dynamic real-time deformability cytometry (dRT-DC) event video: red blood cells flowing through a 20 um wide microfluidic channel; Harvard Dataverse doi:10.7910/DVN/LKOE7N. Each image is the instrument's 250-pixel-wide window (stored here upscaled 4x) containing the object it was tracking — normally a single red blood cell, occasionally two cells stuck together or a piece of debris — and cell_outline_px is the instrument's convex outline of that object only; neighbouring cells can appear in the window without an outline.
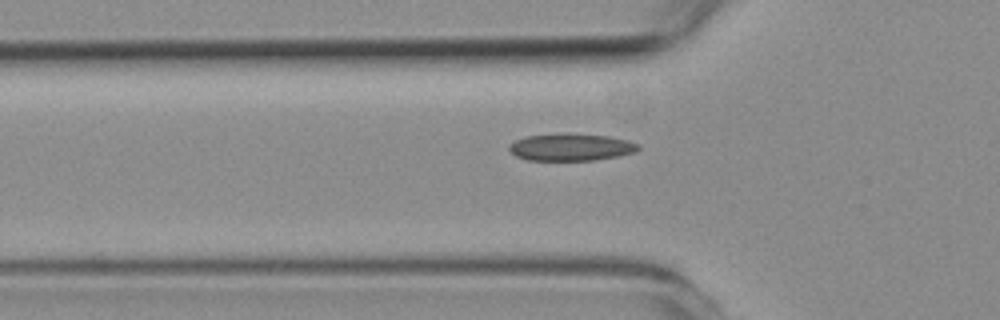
{"species": "common noctule bat (a hibernating species)", "species_latin": "Nyctalus noctula", "temperature_condition": "room temperature", "stored_images_in_passage": 43, "camera_frame_rate_fps": 3000, "um_per_image_px": 0.085, "animal": {"sex": "female", "body_mass_g": 19.3, "forearm_length_mm": 54.1}, "frame": {"image": 1, "passage_image": 11, "time_ms": 3.333, "image_size_px": [1000, 320], "cell_outline_px": [[640, 148], [636, 152], [616, 156], [592, 160], [528, 160], [516, 156], [508, 148], [508, 144], [516, 140], [528, 136], [568, 132], [608, 136], [628, 140], [640, 144]], "centroid_in_image_um": [48.55, 12.49], "position_along_channel_um": 77.3, "area_um2": 20.58}}
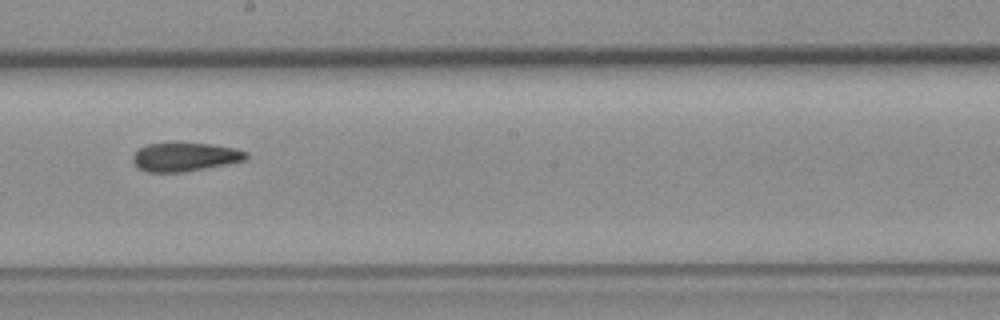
{"frame": {"image": 2, "passage_image": 24, "time_ms": 7.667, "image_size_px": [1000, 320], "cell_outline_px": [[248, 156], [244, 160], [228, 164], [184, 172], [148, 172], [140, 168], [132, 160], [132, 156], [140, 148], [148, 144], [212, 144], [236, 148], [248, 152]], "centroid_in_image_um": [15.76, 13.35], "position_along_channel_um": 232.4, "area_um2": 18.61}}
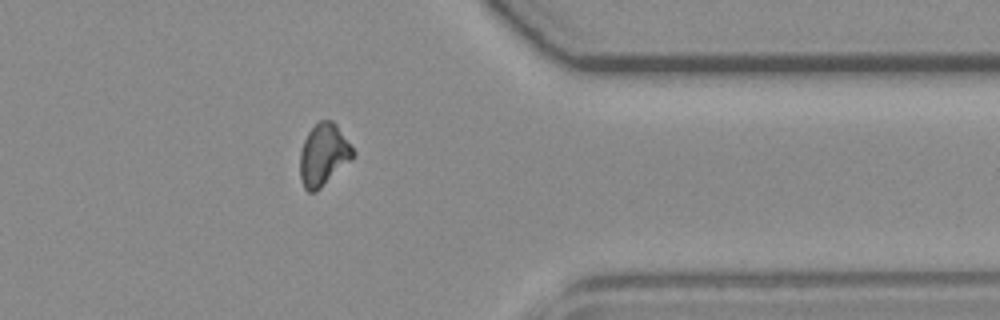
{"frame": {"image": 3, "passage_image": 38, "time_ms": 12.333, "image_size_px": [1000, 320], "cell_outline_px": [[356, 152], [316, 192], [308, 192], [304, 188], [300, 180], [300, 152], [304, 140], [308, 132], [320, 120], [332, 120], [336, 124]], "centroid_in_image_um": [27.46, 13.14], "position_along_channel_um": 383.9, "area_um2": 18.67}, "authors_computed_cell_mechanics": {"area_um2": 19.5942, "velocity_mm_per_s": 3.5681, "shape_relaxation_time_tau1_ms": null, "shape_relaxation_time_tau2_ms": 3.7027, "deformation_change_tau1": null, "deformation_change_tau2": 0.099}}